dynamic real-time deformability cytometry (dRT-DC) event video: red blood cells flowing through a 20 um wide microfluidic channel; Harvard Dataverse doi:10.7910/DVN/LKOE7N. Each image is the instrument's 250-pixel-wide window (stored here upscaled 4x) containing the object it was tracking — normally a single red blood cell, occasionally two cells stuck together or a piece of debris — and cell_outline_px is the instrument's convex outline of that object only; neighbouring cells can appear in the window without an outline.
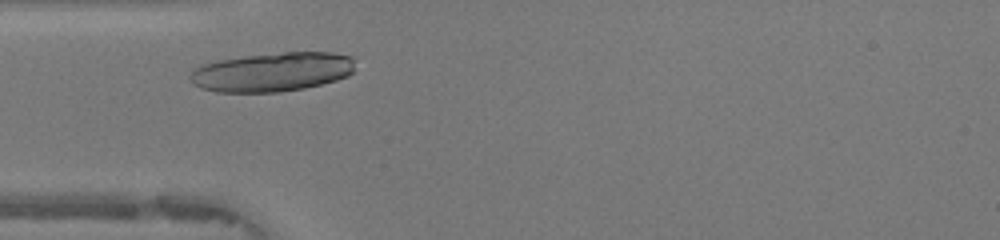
{"species": "human", "species_latin": "Homo sapiens", "temperature_condition": "warm", "stored_images_in_passage": 27, "camera_frame_rate_fps": 3000, "um_per_image_px": 0.085, "donor": {"sex": "female"}, "frame": {"image": 1, "passage_image": 4, "time_ms": 1.0, "image_size_px": [1000, 240], "cell_outline_px": [[352, 72], [348, 76], [336, 80], [304, 88], [280, 92], [216, 92], [200, 88], [192, 84], [188, 80], [188, 76], [196, 68], [204, 64], [216, 60], [244, 56], [284, 52], [332, 52], [352, 56]], "centroid_in_image_um": [23.09, 6.12], "position_along_channel_um": 61.9, "area_um2": 37.69}}
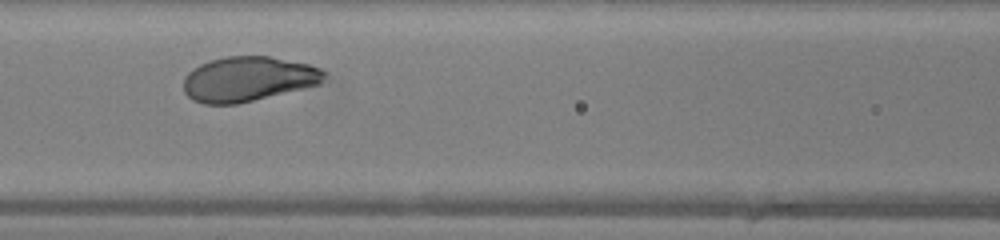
{"frame": {"image": 2, "passage_image": 10, "time_ms": 3.0, "image_size_px": [1000, 240], "cell_outline_px": [[324, 76], [320, 84], [236, 104], [204, 104], [192, 100], [184, 92], [184, 76], [192, 68], [200, 64], [224, 56], [268, 56], [308, 64], [320, 68], [324, 72]], "centroid_in_image_um": [21.04, 6.71], "position_along_channel_um": 145.6, "area_um2": 36.53}}
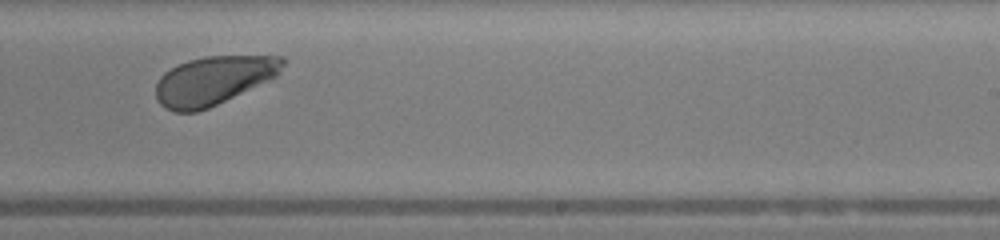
{"frame": {"image": 3, "passage_image": 19, "time_ms": 6.0, "image_size_px": [1000, 240], "cell_outline_px": [[284, 64], [280, 72], [276, 76], [268, 80], [208, 108], [196, 112], [172, 112], [164, 108], [156, 100], [156, 84], [160, 76], [164, 72], [176, 64], [188, 60], [204, 56], [284, 56]], "centroid_in_image_um": [18.09, 6.83], "position_along_channel_um": 270.9, "area_um2": 35.89}, "authors_computed_cell_mechanics": {"area_um2": 36.5296, "velocity_mm_per_s": 4.1925, "shape_relaxation_time_tau1_ms": 1.7669, "shape_relaxation_time_tau2_ms": null, "deformation_change_tau1": 0.1551, "deformation_change_tau2": null}}